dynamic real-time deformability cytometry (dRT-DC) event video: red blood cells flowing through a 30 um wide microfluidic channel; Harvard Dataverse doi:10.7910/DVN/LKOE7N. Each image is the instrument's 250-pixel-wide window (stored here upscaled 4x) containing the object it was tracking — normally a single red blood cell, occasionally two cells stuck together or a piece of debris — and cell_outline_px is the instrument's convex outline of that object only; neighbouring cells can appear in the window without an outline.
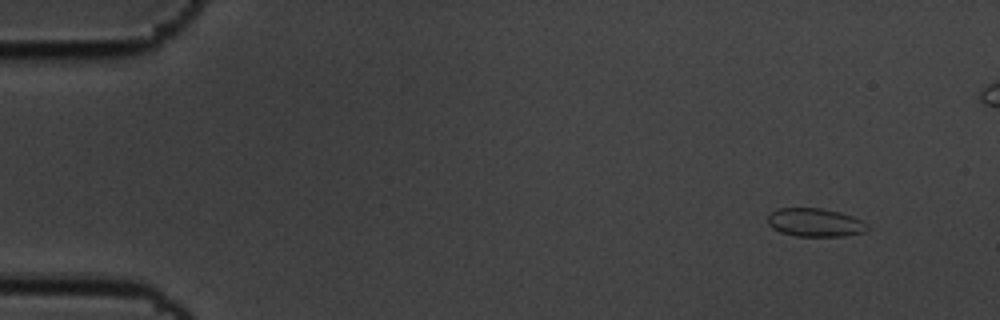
{"species": "common noctule bat (a hibernating species)", "species_latin": "Nyctalus noctula", "temperature_condition": "cold", "stored_images_in_passage": 55, "camera_frame_rate_fps": 3000, "um_per_image_px": 0.085, "animal": {"sex": "male", "body_mass_g": 19.5, "forearm_length_mm": 54.6}, "frame": {"image": 1, "passage_image": 1, "time_ms": 0.0, "image_size_px": [1000, 320], "cell_outline_px": [[868, 228], [864, 232], [844, 236], [796, 236], [780, 232], [772, 228], [768, 224], [768, 216], [776, 208], [820, 208], [840, 212], [852, 216], [868, 224]], "centroid_in_image_um": [69.26, 18.91], "position_along_channel_um": 15.7, "area_um2": 16.47}}
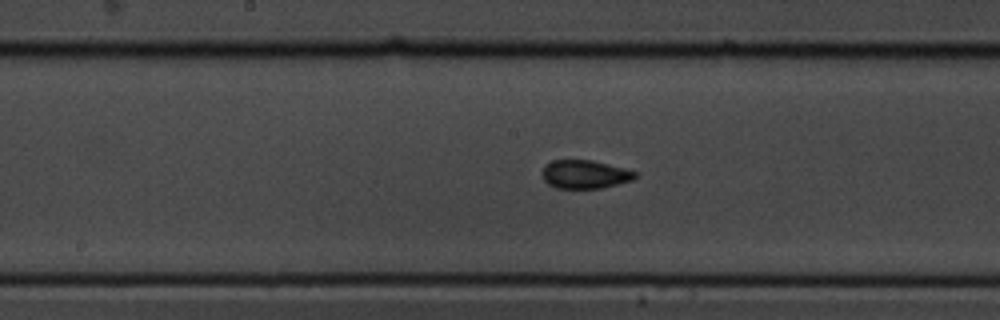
{"frame": {"image": 2, "passage_image": 26, "time_ms": 8.333, "image_size_px": [1000, 320], "cell_outline_px": [[636, 176], [632, 180], [600, 188], [556, 188], [548, 184], [544, 180], [540, 172], [544, 164], [552, 160], [592, 160], [624, 168], [636, 172]], "centroid_in_image_um": [49.64, 14.81], "position_along_channel_um": 198.6, "area_um2": 15.43}}
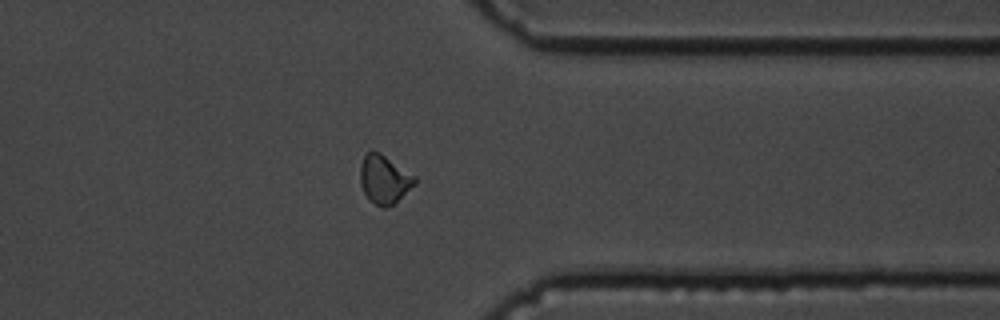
{"frame": {"image": 3, "passage_image": 42, "time_ms": 13.667, "image_size_px": [1000, 320], "cell_outline_px": [[416, 184], [392, 204], [384, 208], [368, 200], [360, 184], [360, 164], [364, 156], [372, 148], [380, 152], [416, 176]], "centroid_in_image_um": [32.64, 15.21], "position_along_channel_um": 378.8, "area_um2": 15.49}, "authors_computed_cell_mechanics": {"area_um2": 15.4904, "velocity_mm_per_s": 3.4732, "shape_relaxation_time_tau1_ms": 7.8814, "shape_relaxation_time_tau2_ms": 0.9585, "deformation_change_tau1": 0.1064, "deformation_change_tau2": 0.0365}}